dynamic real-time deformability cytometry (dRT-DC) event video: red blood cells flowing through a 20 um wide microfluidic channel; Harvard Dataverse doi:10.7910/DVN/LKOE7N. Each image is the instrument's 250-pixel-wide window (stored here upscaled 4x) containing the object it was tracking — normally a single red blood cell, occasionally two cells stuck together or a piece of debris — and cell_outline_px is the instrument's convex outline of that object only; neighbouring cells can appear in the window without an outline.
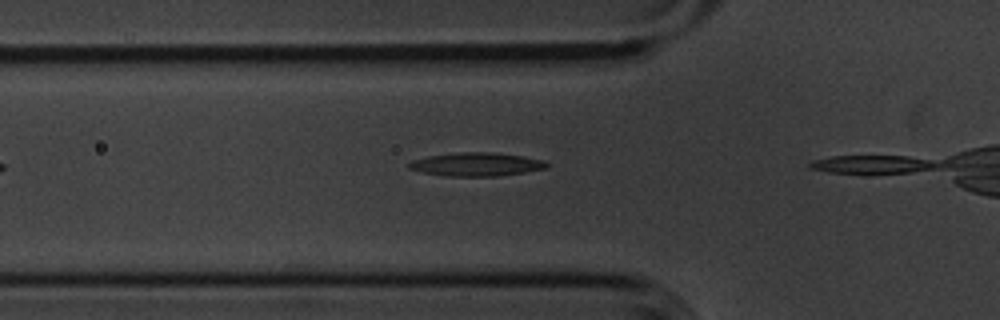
{"species": "common noctule bat (a hibernating species)", "species_latin": "Nyctalus noctula", "temperature_condition": "cold", "stored_images_in_passage": 7, "camera_frame_rate_fps": 3000, "um_per_image_px": 0.085, "animal": {"sex": "male", "body_mass_g": 20.1, "forearm_length_mm": 53.5}, "frame": {"image": 1, "passage_image": 6, "time_ms": 1.667, "image_size_px": [1000, 320], "cell_outline_px": [[548, 164], [544, 168], [524, 172], [500, 176], [448, 176], [424, 172], [408, 168], [408, 164], [412, 160], [428, 156], [464, 152], [492, 152], [524, 156], [544, 160]], "centroid_in_image_um": [40.5, 13.96], "position_along_channel_um": 85.3, "area_um2": 18.61}}